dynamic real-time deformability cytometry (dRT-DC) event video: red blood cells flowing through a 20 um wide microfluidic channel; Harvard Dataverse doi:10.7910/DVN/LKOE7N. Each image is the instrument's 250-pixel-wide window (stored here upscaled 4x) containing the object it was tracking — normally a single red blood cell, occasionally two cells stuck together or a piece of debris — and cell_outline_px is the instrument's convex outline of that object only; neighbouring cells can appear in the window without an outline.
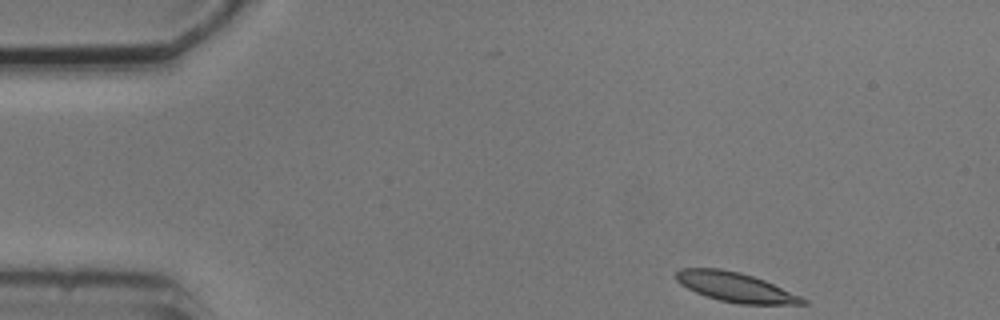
{"species": "common noctule bat (a hibernating species)", "species_latin": "Nyctalus noctula", "temperature_condition": "cold", "stored_images_in_passage": 7, "camera_frame_rate_fps": 3000, "um_per_image_px": 0.085, "animal": {"sex": "male", "body_mass_g": 20.5, "forearm_length_mm": 52.5}, "frame": {"image": 1, "passage_image": 1, "time_ms": 0.0, "image_size_px": [1000, 320], "cell_outline_px": [[808, 304], [740, 304], [720, 300], [696, 292], [680, 284], [676, 280], [676, 272], [680, 268], [720, 268], [740, 272], [764, 280], [800, 296], [808, 300]], "centroid_in_image_um": [62.51, 24.4], "position_along_channel_um": 22.5, "area_um2": 21.5}}
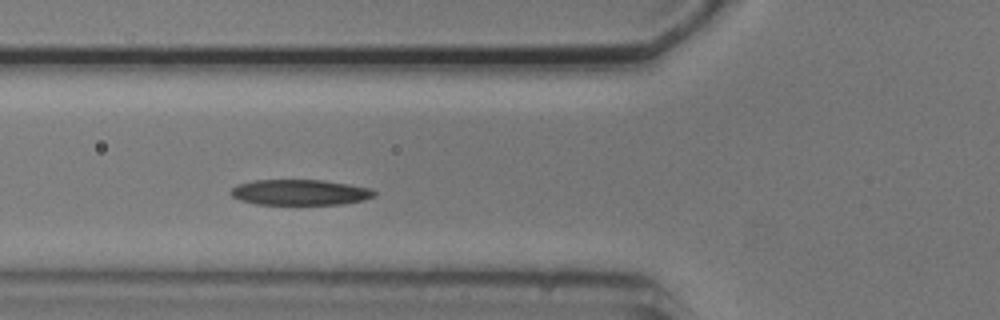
{"frame": {"image": 2, "passage_image": 5, "time_ms": 4.333, "image_size_px": [1000, 320], "cell_outline_px": [[376, 196], [364, 200], [344, 204], [256, 204], [240, 200], [232, 196], [228, 192], [236, 184], [252, 180], [324, 180], [372, 188], [376, 192]], "centroid_in_image_um": [25.5, 16.34], "position_along_channel_um": 100.3, "area_um2": 21.62}}
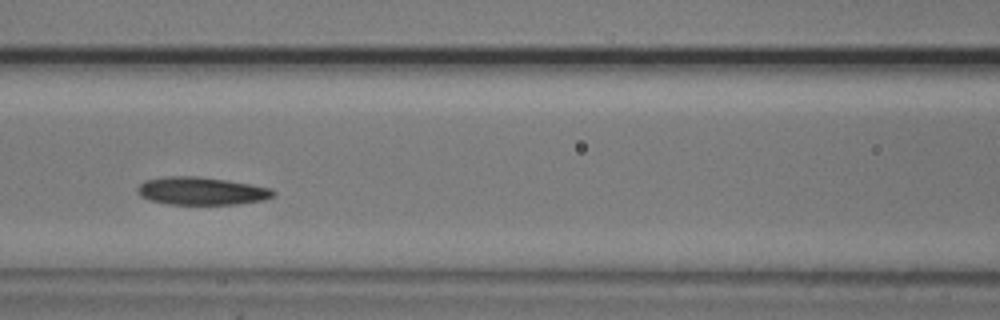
{"frame": {"image": 3, "passage_image": 6, "time_ms": 5.667, "image_size_px": [1000, 320], "cell_outline_px": [[276, 192], [272, 196], [264, 200], [236, 204], [168, 204], [152, 200], [140, 196], [136, 192], [136, 188], [144, 180], [168, 176], [200, 176], [228, 180], [272, 188]], "centroid_in_image_um": [17.11, 16.22], "position_along_channel_um": 149.5, "area_um2": 22.08}}